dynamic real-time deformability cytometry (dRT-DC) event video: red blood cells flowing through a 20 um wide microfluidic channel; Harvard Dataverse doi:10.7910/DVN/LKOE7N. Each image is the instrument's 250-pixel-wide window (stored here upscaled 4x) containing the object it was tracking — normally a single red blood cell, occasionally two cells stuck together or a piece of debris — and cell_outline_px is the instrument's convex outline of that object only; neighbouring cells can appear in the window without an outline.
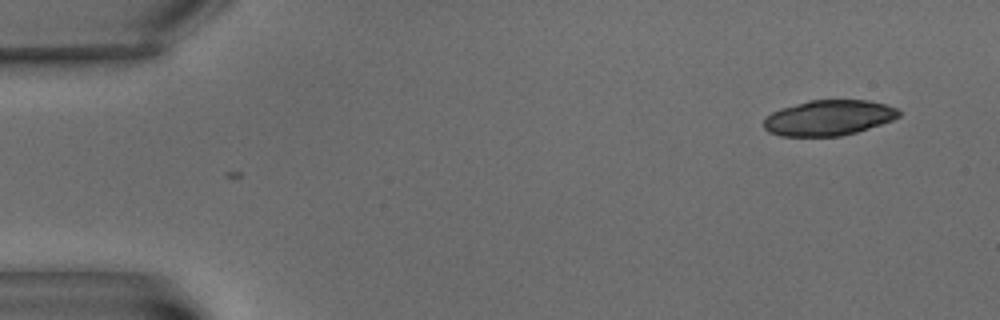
{"species": "common noctule bat (a hibernating species)", "species_latin": "Nyctalus noctula", "temperature_condition": "warm", "stored_images_in_passage": 2, "camera_frame_rate_fps": 3000, "um_per_image_px": 0.085, "animal": {"sex": "male", "body_mass_g": 15.6}, "frame": {"image": 1, "passage_image": 2, "time_ms": 1.333, "image_size_px": [1000, 320], "cell_outline_px": [[900, 116], [892, 120], [856, 132], [840, 136], [780, 136], [768, 132], [764, 128], [764, 116], [780, 108], [808, 100], [868, 100], [884, 104], [896, 108], [900, 112]], "centroid_in_image_um": [70.39, 10.01], "position_along_channel_um": 14.6, "area_um2": 27.92}}